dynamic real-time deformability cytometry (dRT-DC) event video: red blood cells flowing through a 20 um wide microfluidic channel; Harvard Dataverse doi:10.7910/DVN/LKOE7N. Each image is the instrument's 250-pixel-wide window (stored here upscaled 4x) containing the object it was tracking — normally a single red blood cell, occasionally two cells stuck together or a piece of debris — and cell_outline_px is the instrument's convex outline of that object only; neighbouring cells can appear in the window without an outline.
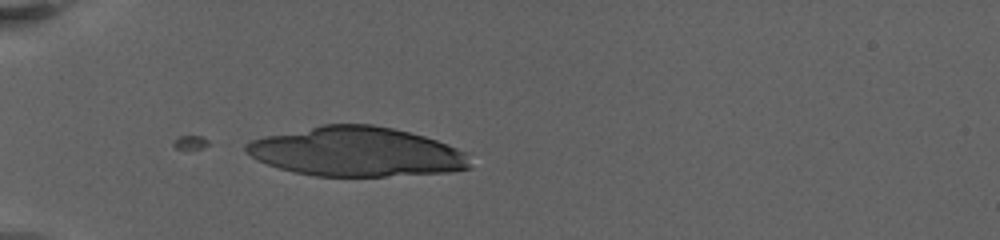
{"species": "human", "species_latin": "Homo sapiens", "temperature_condition": "warm", "stored_images_in_passage": 58, "camera_frame_rate_fps": 3000, "um_per_image_px": 0.085, "donor": {"sex": "female"}, "frame": {"image": 1, "passage_image": 1, "time_ms": 0.0, "image_size_px": [1000, 240], "cell_outline_px": [[468, 168], [448, 172], [388, 176], [316, 176], [292, 172], [256, 160], [244, 152], [244, 144], [252, 140], [268, 136], [320, 124], [372, 124], [392, 128], [424, 136], [436, 140], [456, 148], [464, 152], [468, 164]], "centroid_in_image_um": [30.23, 12.9], "position_along_channel_um": 54.8, "area_um2": 64.1}}